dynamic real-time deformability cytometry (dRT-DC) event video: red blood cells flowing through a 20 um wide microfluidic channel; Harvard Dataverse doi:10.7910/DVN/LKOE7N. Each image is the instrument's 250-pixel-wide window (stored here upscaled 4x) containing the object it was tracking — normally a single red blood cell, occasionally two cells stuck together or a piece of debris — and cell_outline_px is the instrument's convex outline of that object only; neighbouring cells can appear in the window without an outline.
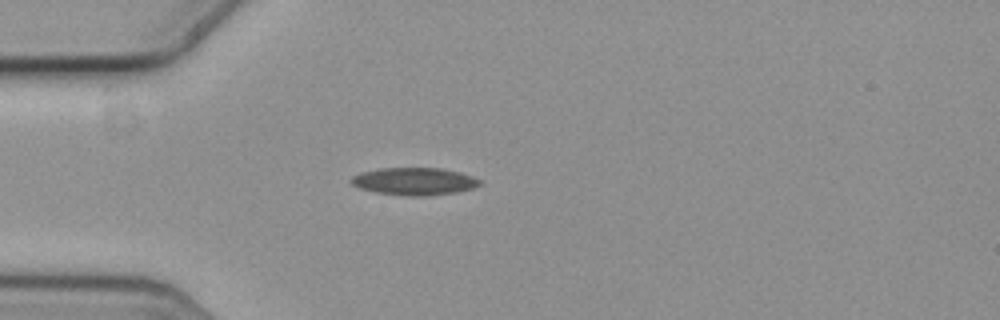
{"species": "common noctule bat (a hibernating species)", "species_latin": "Nyctalus noctula", "temperature_condition": "cold", "stored_images_in_passage": 43, "camera_frame_rate_fps": 3000, "um_per_image_px": 0.085, "animal": {"sex": "female", "body_mass_g": 19.3, "forearm_length_mm": 54.1}, "frame": {"image": 1, "passage_image": 10, "time_ms": 3.0, "image_size_px": [1000, 320], "cell_outline_px": [[480, 184], [472, 188], [456, 192], [420, 196], [412, 196], [376, 192], [360, 188], [352, 184], [348, 180], [352, 176], [360, 172], [380, 168], [440, 168], [460, 172], [480, 180]], "centroid_in_image_um": [35.16, 15.4], "position_along_channel_um": 49.8, "area_um2": 20.35}}
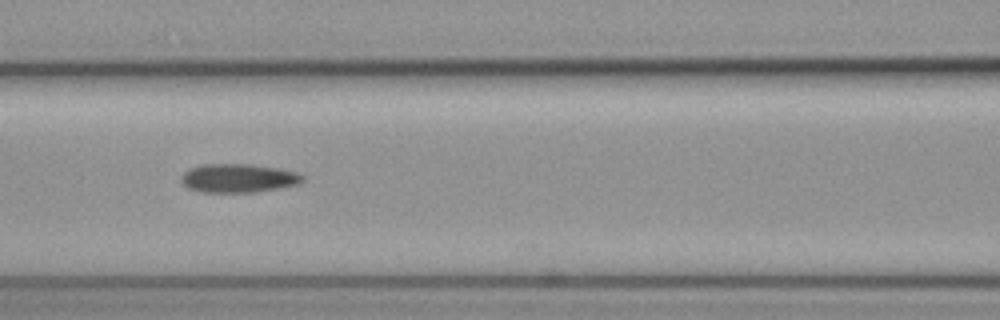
{"frame": {"image": 2, "passage_image": 19, "time_ms": 6.0, "image_size_px": [1000, 320], "cell_outline_px": [[304, 180], [296, 184], [280, 188], [252, 192], [204, 192], [188, 188], [180, 180], [180, 176], [188, 168], [204, 164], [248, 164], [276, 168], [296, 172], [304, 176]], "centroid_in_image_um": [20.22, 15.14], "position_along_channel_um": 146.4, "area_um2": 20.17}}
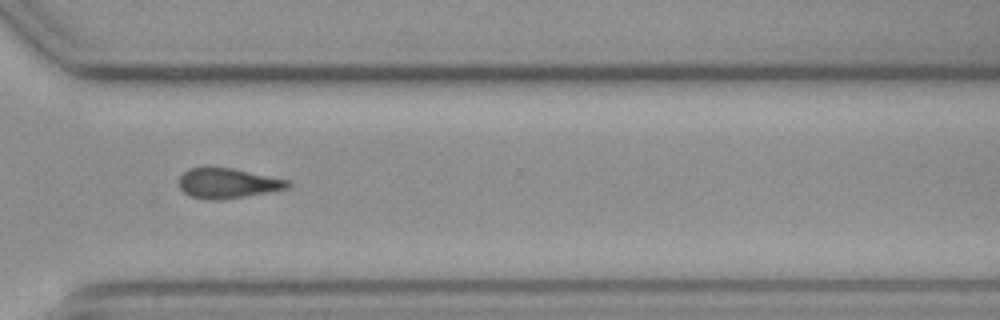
{"frame": {"image": 3, "passage_image": 36, "time_ms": 11.667, "image_size_px": [1000, 320], "cell_outline_px": [[292, 184], [288, 188], [268, 192], [224, 200], [204, 200], [188, 196], [180, 188], [180, 176], [188, 168], [232, 168], [288, 180]], "centroid_in_image_um": [19.34, 15.6], "position_along_channel_um": 351.3, "area_um2": 19.02}}